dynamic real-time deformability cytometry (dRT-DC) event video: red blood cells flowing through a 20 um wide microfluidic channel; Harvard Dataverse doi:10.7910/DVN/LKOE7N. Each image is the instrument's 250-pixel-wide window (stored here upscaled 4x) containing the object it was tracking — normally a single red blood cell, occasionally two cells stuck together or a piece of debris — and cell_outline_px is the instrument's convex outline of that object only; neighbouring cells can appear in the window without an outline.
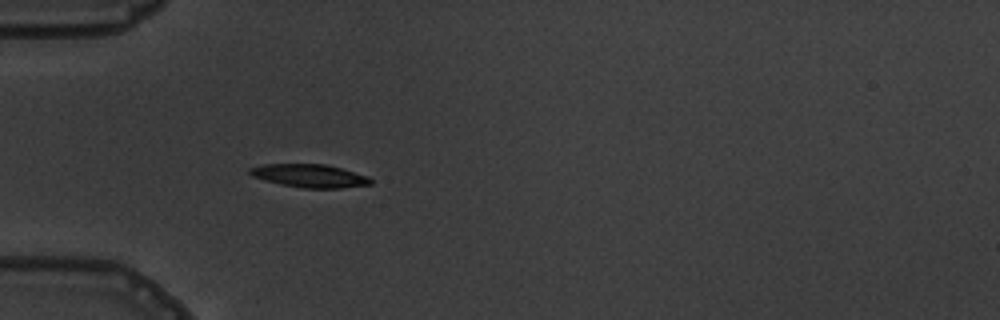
{"species": "common noctule bat (a hibernating species)", "species_latin": "Nyctalus noctula", "temperature_condition": "warm", "stored_images_in_passage": 4, "camera_frame_rate_fps": 3000, "um_per_image_px": 0.085, "animal": {"sex": "male", "body_mass_g": 19.5, "forearm_length_mm": 54.6}, "frame": {"image": 1, "passage_image": 4, "time_ms": 4.333, "image_size_px": [1000, 320], "cell_outline_px": [[372, 184], [340, 188], [304, 188], [280, 184], [264, 180], [252, 176], [248, 172], [248, 168], [264, 164], [324, 164], [340, 168], [368, 176], [372, 180]], "centroid_in_image_um": [26.29, 14.94], "position_along_channel_um": 58.7, "area_um2": 16.24}}